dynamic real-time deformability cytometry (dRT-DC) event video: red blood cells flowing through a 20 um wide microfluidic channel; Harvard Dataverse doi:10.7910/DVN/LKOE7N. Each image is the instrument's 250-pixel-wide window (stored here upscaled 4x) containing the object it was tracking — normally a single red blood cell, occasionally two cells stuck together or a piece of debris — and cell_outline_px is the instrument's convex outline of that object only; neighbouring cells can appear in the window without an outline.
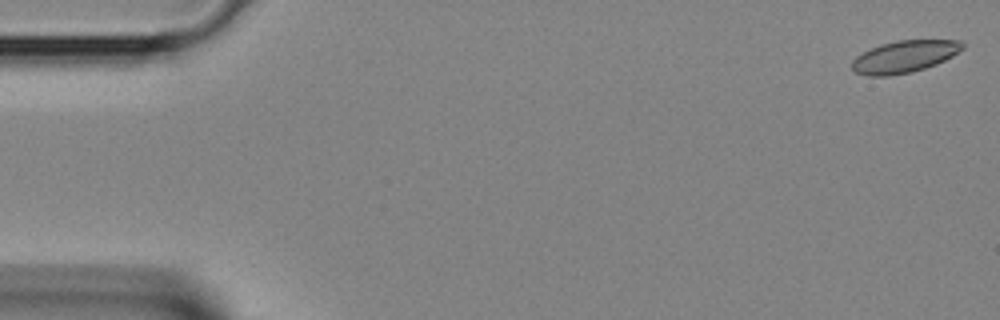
{"species": "Egyptian fruit bat (a non-hibernating species)", "species_latin": "Rousettus aegyptiacus", "temperature_condition": "room temperature", "stored_images_in_passage": 41, "camera_frame_rate_fps": 3000, "um_per_image_px": 0.085, "animal": {"sex": "female"}, "frame": {"image": 1, "passage_image": 1, "time_ms": 0.0, "image_size_px": [1000, 320], "cell_outline_px": [[964, 48], [952, 56], [936, 64], [912, 72], [888, 76], [868, 76], [856, 72], [852, 68], [852, 60], [856, 56], [880, 44], [896, 40], [960, 40], [964, 44]], "centroid_in_image_um": [76.87, 4.81], "position_along_channel_um": 8.1, "area_um2": 20.58}}
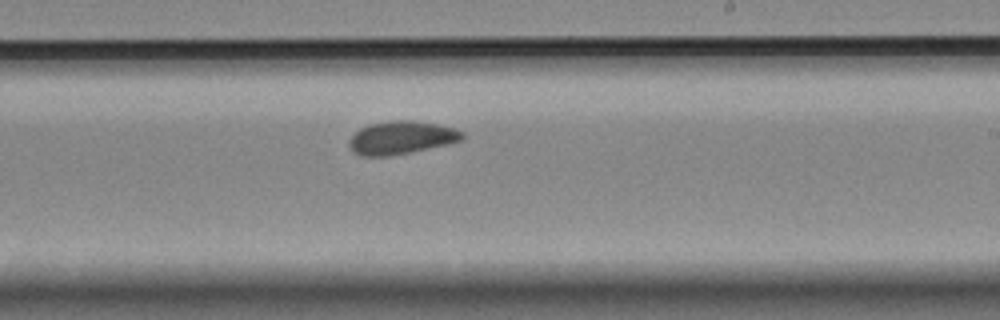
{"frame": {"image": 2, "passage_image": 24, "time_ms": 7.667, "image_size_px": [1000, 320], "cell_outline_px": [[464, 136], [460, 140], [448, 144], [388, 156], [360, 156], [352, 152], [348, 144], [348, 140], [360, 128], [368, 124], [388, 120], [412, 120], [436, 124], [452, 128], [464, 132]], "centroid_in_image_um": [34.05, 11.69], "position_along_channel_um": 255.0, "area_um2": 21.73}}
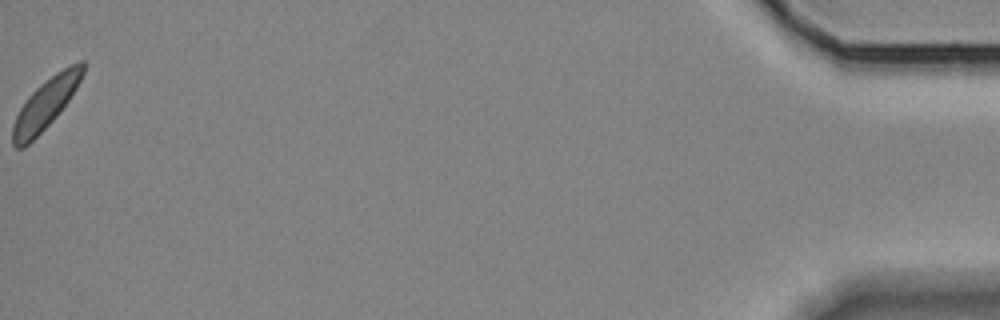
{"frame": {"image": 3, "passage_image": 41, "time_ms": 13.333, "image_size_px": [1000, 320], "cell_outline_px": [[88, 64], [76, 88], [60, 112], [24, 148], [16, 148], [12, 144], [12, 124], [20, 108], [28, 96], [40, 84], [56, 72], [80, 60], [84, 60]], "centroid_in_image_um": [3.88, 8.8], "position_along_channel_um": 431.3, "area_um2": 20.35}}